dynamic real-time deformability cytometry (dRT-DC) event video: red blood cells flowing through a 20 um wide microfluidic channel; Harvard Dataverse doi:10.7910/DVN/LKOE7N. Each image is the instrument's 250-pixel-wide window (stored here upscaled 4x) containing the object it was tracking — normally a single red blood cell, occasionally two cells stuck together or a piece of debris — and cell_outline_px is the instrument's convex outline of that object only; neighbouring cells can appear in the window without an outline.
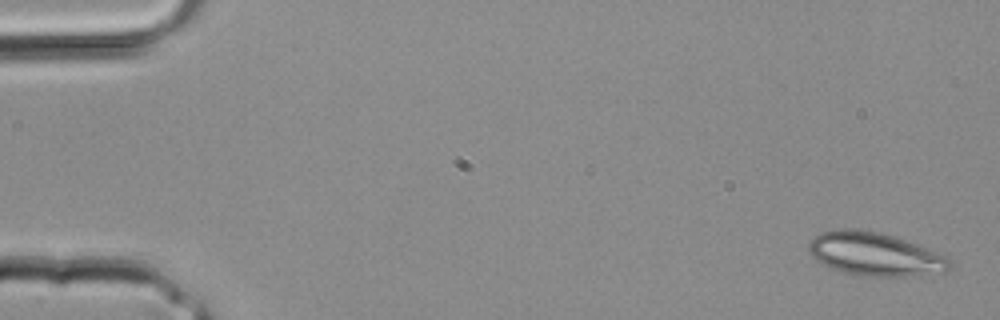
{"species": "common noctule bat (a hibernating species)", "species_latin": "Nyctalus noctula", "temperature_condition": "room temperature", "stored_images_in_passage": 4, "camera_frame_rate_fps": 3000, "um_per_image_px": 0.085, "animal": {"sex": "male", "body_mass_g": 20.4}, "frame": {"image": 1, "passage_image": 1, "time_ms": 0.0, "image_size_px": [1000, 320], "cell_outline_px": [[952, 264], [944, 272], [920, 276], [864, 276], [840, 272], [816, 260], [808, 252], [808, 244], [820, 232], [840, 228], [856, 228], [880, 232], [928, 248], [944, 256]], "centroid_in_image_um": [74.33, 21.6], "position_along_channel_um": 10.7, "area_um2": 35.6}}